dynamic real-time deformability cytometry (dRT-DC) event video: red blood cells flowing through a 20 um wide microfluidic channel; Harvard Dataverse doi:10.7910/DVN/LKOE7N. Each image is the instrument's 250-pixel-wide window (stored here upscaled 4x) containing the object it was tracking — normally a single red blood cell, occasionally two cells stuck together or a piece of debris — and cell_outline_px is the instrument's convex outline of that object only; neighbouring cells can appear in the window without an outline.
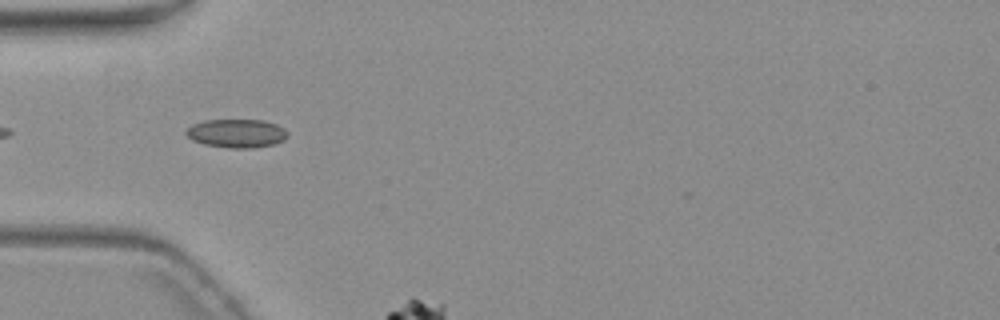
{"species": "common noctule bat (a hibernating species)", "species_latin": "Nyctalus noctula", "temperature_condition": "warm", "stored_images_in_passage": 10, "camera_frame_rate_fps": 3000, "um_per_image_px": 0.085, "animal": {"sex": "female", "body_mass_g": 19.3, "forearm_length_mm": 54.1}, "frame": {"image": 1, "passage_image": 6, "time_ms": 6.0, "image_size_px": [1000, 320], "cell_outline_px": [[288, 136], [284, 140], [272, 144], [252, 148], [228, 148], [204, 144], [192, 140], [184, 132], [192, 124], [204, 120], [264, 120], [276, 124], [284, 128], [288, 132]], "centroid_in_image_um": [20.11, 11.33], "position_along_channel_um": 64.9, "area_um2": 16.94}}
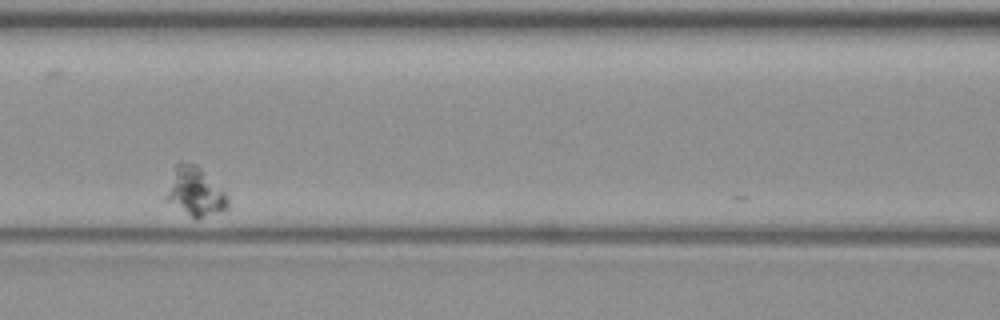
{"frame": {"image": 2, "passage_image": 9, "time_ms": 10.667, "image_size_px": [1000, 320], "cell_outline_px": [[228, 208], [220, 212], [196, 220], [164, 200], [164, 196], [176, 164], [180, 160], [196, 164], [228, 196]], "centroid_in_image_um": [16.55, 16.32], "position_along_channel_um": 150.0, "area_um2": 17.51}}